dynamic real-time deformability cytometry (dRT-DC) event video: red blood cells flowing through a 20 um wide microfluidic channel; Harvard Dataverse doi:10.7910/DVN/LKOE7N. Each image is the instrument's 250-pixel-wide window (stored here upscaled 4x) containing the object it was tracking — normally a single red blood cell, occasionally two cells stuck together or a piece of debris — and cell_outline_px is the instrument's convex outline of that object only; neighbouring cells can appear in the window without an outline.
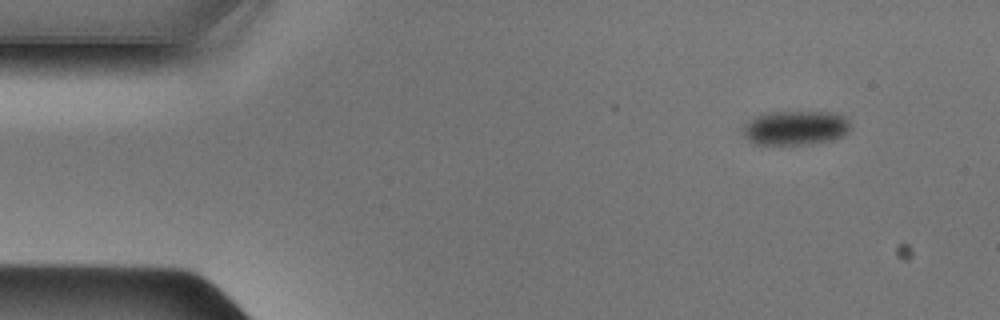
{"species": "Egyptian fruit bat (a non-hibernating species)", "species_latin": "Rousettus aegyptiacus", "temperature_condition": "cold", "stored_images_in_passage": 16, "camera_frame_rate_fps": 3000, "um_per_image_px": 0.085, "animal": {"sex": "male"}, "frame": {"image": 1, "passage_image": 1, "time_ms": 0.0, "image_size_px": [1000, 320], "cell_outline_px": [[852, 128], [844, 136], [828, 140], [808, 144], [752, 144], [744, 136], [744, 124], [756, 116], [772, 112], [828, 112], [844, 116], [848, 120]], "centroid_in_image_um": [67.63, 10.87], "position_along_channel_um": 17.4, "area_um2": 21.39}}
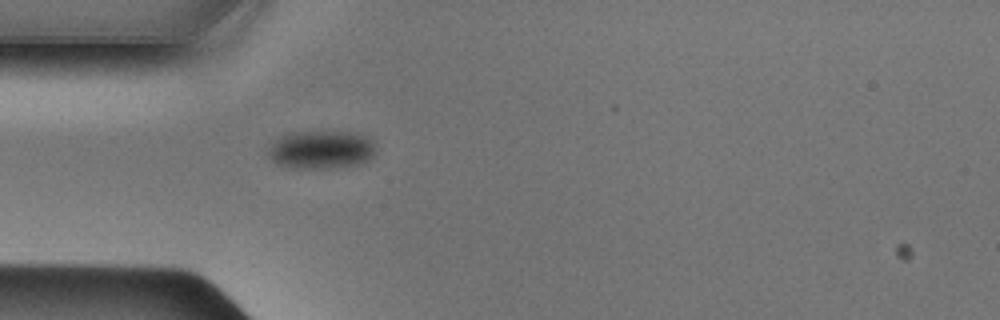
{"frame": {"image": 2, "passage_image": 10, "time_ms": 3.0, "image_size_px": [1000, 320], "cell_outline_px": [[376, 152], [364, 164], [344, 168], [284, 168], [276, 164], [268, 156], [268, 148], [280, 136], [288, 132], [356, 132], [372, 140], [376, 148]], "centroid_in_image_um": [27.31, 12.75], "position_along_channel_um": 57.7, "area_um2": 24.57}}
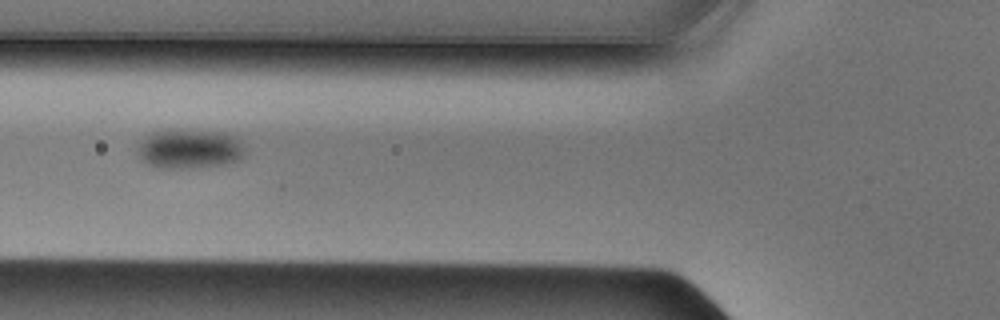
{"frame": {"image": 3, "passage_image": 14, "time_ms": 4.333, "image_size_px": [1000, 320], "cell_outline_px": [[244, 152], [240, 160], [224, 164], [180, 168], [168, 168], [148, 164], [140, 156], [136, 148], [152, 132], [168, 128], [180, 128], [224, 132], [236, 136], [240, 140], [244, 148]], "centroid_in_image_um": [16.14, 12.6], "position_along_channel_um": 109.7, "area_um2": 24.8}}